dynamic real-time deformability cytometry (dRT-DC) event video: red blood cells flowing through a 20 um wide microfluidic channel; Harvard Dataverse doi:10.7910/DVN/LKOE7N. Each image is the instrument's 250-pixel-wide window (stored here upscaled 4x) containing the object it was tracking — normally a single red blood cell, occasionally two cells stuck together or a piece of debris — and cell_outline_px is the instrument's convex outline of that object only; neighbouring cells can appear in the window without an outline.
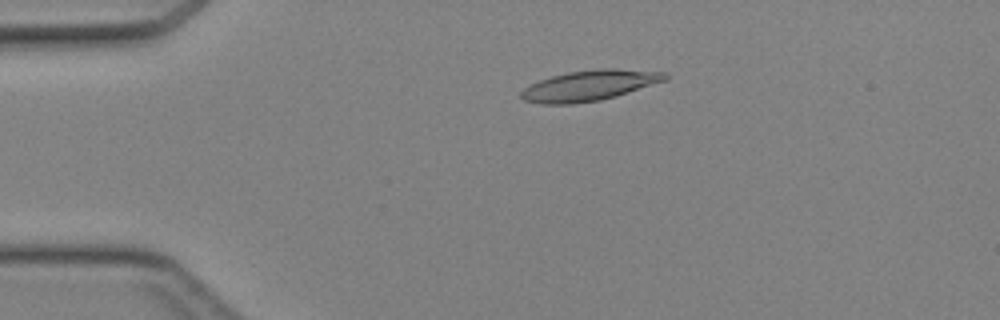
{"species": "Egyptian fruit bat (a non-hibernating species)", "species_latin": "Rousettus aegyptiacus", "temperature_condition": "cold", "stored_images_in_passage": 37, "camera_frame_rate_fps": 3000, "um_per_image_px": 0.085, "animal": {"sex": "female"}, "frame": {"image": 1, "passage_image": 2, "time_ms": 0.333, "image_size_px": [1000, 320], "cell_outline_px": [[668, 80], [616, 96], [600, 100], [572, 104], [540, 104], [524, 100], [520, 96], [520, 92], [524, 88], [540, 80], [552, 76], [568, 72], [596, 68], [612, 68], [668, 72]], "centroid_in_image_um": [50.14, 7.26], "position_along_channel_um": 34.9, "area_um2": 25.72}}
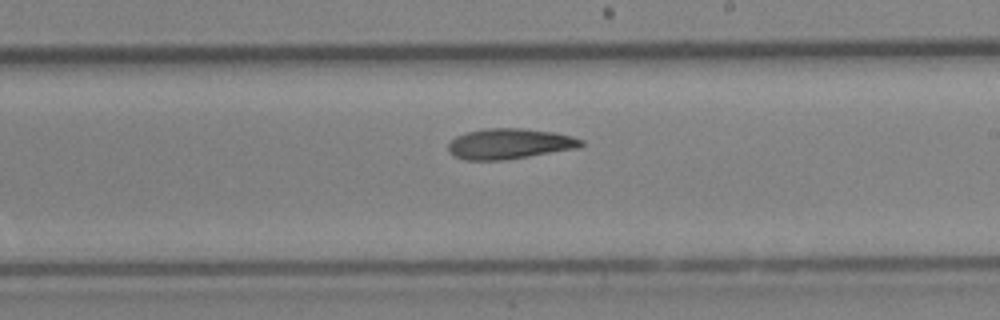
{"frame": {"image": 2, "passage_image": 19, "time_ms": 6.0, "image_size_px": [1000, 320], "cell_outline_px": [[584, 144], [576, 148], [504, 160], [464, 160], [456, 156], [448, 148], [448, 144], [456, 136], [468, 132], [484, 128], [520, 128], [552, 132], [572, 136], [584, 140]], "centroid_in_image_um": [43.31, 12.21], "position_along_channel_um": 245.7, "area_um2": 23.29}}
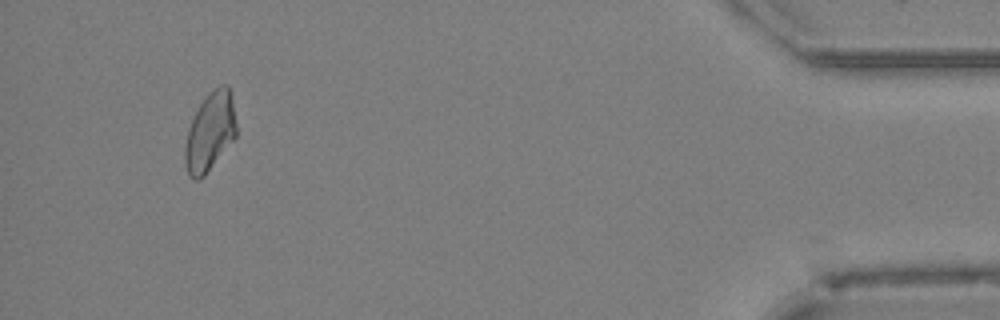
{"frame": {"image": 3, "passage_image": 35, "time_ms": 11.333, "image_size_px": [1000, 320], "cell_outline_px": [[236, 136], [204, 176], [200, 180], [196, 180], [188, 176], [184, 164], [184, 148], [188, 128], [200, 104], [220, 84], [228, 84], [232, 92], [236, 124]], "centroid_in_image_um": [17.85, 11.23], "position_along_channel_um": 417.4, "area_um2": 23.47}}